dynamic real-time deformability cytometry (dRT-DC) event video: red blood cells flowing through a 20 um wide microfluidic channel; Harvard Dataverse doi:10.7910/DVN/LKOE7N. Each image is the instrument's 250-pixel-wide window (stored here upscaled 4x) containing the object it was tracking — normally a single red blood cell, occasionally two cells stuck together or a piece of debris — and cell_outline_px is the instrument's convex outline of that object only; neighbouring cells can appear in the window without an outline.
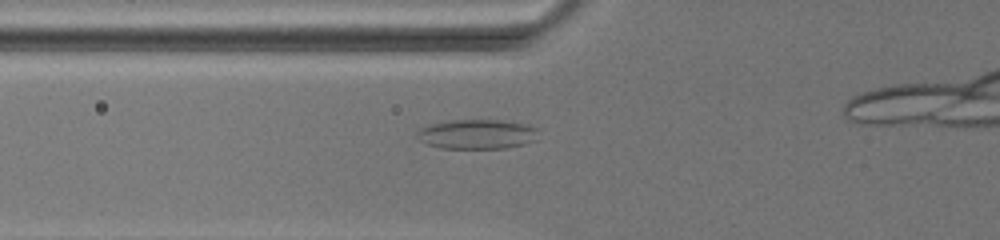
{"species": "common noctule bat (a hibernating species)", "species_latin": "Nyctalus noctula", "temperature_condition": "warm", "stored_images_in_passage": 7, "camera_frame_rate_fps": 3000, "um_per_image_px": 0.085, "animal": {"sex": "female", "body_mass_g": 19.5, "forearm_length_mm": 54.1}, "frame": {"image": 1, "passage_image": 4, "time_ms": 3.0, "image_size_px": [1000, 240], "cell_outline_px": [[540, 128], [536, 140], [524, 144], [508, 148], [440, 148], [428, 144], [420, 140], [416, 136], [416, 132], [420, 128], [428, 124], [452, 120], [504, 120], [528, 124]], "centroid_in_image_um": [40.59, 11.39], "position_along_channel_um": 85.2, "area_um2": 21.27}}
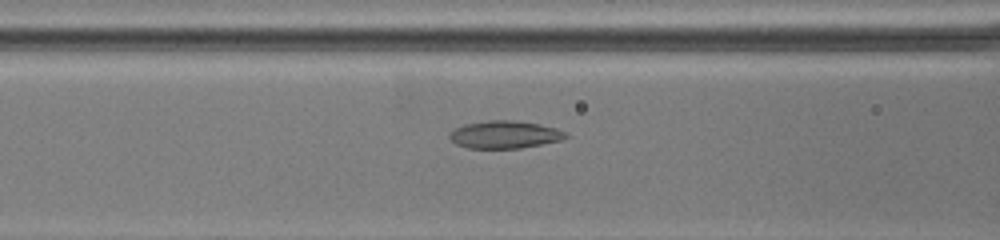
{"frame": {"image": 2, "passage_image": 6, "time_ms": 4.333, "image_size_px": [1000, 240], "cell_outline_px": [[568, 136], [564, 140], [520, 148], [468, 148], [456, 144], [448, 136], [448, 132], [464, 124], [488, 120], [512, 120], [540, 124], [556, 128], [564, 132]], "centroid_in_image_um": [42.89, 11.44], "position_along_channel_um": 123.7, "area_um2": 18.73}}